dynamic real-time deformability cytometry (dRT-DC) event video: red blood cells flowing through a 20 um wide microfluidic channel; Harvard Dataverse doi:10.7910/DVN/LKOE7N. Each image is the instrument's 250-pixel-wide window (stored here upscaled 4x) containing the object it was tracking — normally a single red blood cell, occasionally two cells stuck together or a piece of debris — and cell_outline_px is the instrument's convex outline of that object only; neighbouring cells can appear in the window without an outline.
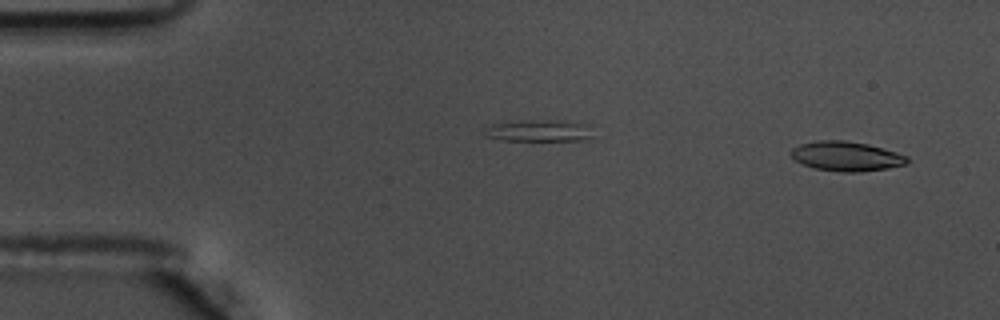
{"species": "common noctule bat (a hibernating species)", "species_latin": "Nyctalus noctula", "temperature_condition": "warm", "stored_images_in_passage": 56, "camera_frame_rate_fps": 3000, "um_per_image_px": 0.085, "animal": {"sex": "male", "body_mass_g": 17.5, "forearm_length_mm": 52.3}, "frame": {"image": 1, "passage_image": 3, "time_ms": 0.667, "image_size_px": [1000, 320], "cell_outline_px": [[908, 164], [888, 168], [860, 172], [840, 172], [816, 168], [804, 164], [796, 160], [792, 156], [792, 148], [800, 144], [820, 140], [844, 140], [868, 144], [896, 152], [908, 156]], "centroid_in_image_um": [71.98, 13.28], "position_along_channel_um": 13.0, "area_um2": 19.88}}
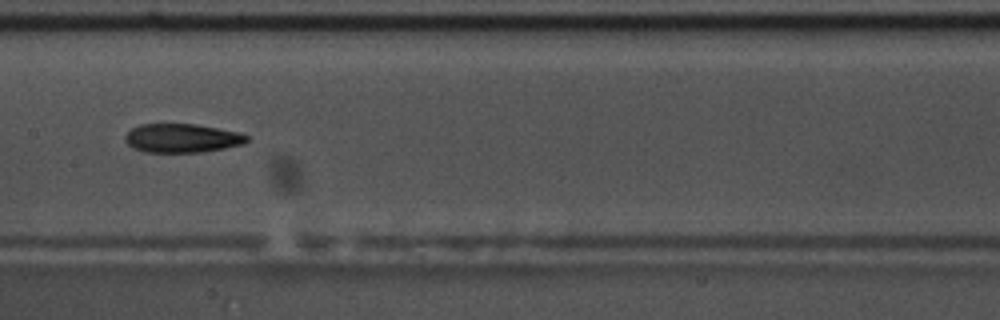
{"frame": {"image": 2, "passage_image": 28, "time_ms": 9.0, "image_size_px": [1000, 320], "cell_outline_px": [[248, 140], [244, 144], [224, 148], [200, 152], [144, 152], [132, 148], [124, 140], [124, 136], [132, 128], [140, 124], [196, 124], [236, 132], [248, 136]], "centroid_in_image_um": [15.42, 11.75], "position_along_channel_um": 192.0, "area_um2": 20.35}}
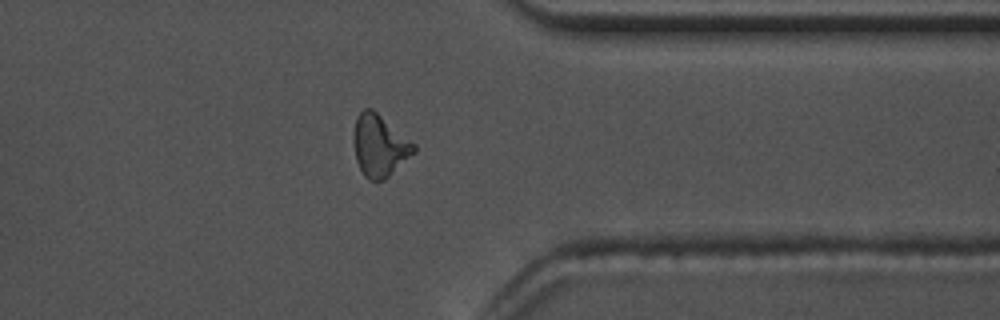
{"frame": {"image": 3, "passage_image": 44, "time_ms": 14.333, "image_size_px": [1000, 320], "cell_outline_px": [[416, 152], [384, 180], [368, 180], [364, 176], [356, 160], [352, 140], [352, 132], [356, 116], [364, 108], [372, 108], [416, 144]], "centroid_in_image_um": [32.24, 12.36], "position_along_channel_um": 379.2, "area_um2": 22.02}, "authors_computed_cell_mechanics": {"area_um2": 20.3745, "velocity_mm_per_s": 3.6356, "shape_relaxation_time_tau1_ms": 7.3625, "shape_relaxation_time_tau2_ms": 4.7869, "deformation_change_tau1": 0.1821, "deformation_change_tau2": 0.1445}}